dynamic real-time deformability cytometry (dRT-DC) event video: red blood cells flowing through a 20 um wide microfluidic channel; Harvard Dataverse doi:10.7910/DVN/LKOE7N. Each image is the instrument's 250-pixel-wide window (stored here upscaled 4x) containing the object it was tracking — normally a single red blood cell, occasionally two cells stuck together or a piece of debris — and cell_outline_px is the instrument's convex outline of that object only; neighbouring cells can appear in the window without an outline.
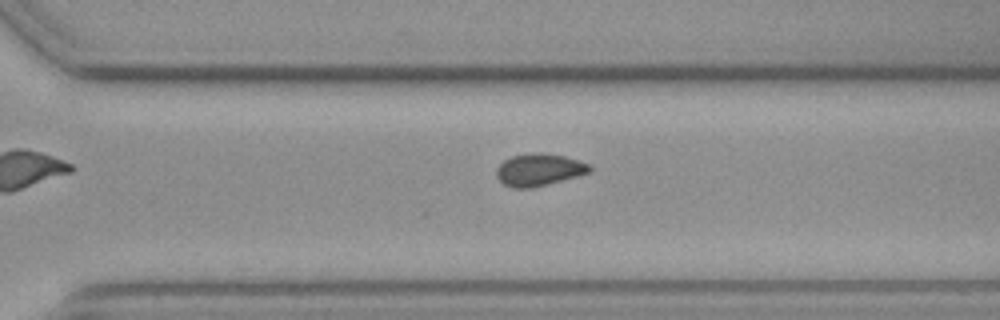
{"species": "common noctule bat (a hibernating species)", "species_latin": "Nyctalus noctula", "temperature_condition": "cold", "stored_images_in_passage": 11, "camera_frame_rate_fps": 3000, "um_per_image_px": 0.085, "animal": {"sex": "female", "body_mass_g": 19.3, "forearm_length_mm": 54.1}, "frame": {"image": 1, "passage_image": 11, "time_ms": 3.333, "image_size_px": [1000, 320], "cell_outline_px": [[592, 172], [532, 188], [512, 188], [504, 184], [496, 176], [496, 168], [504, 160], [512, 156], [544, 152], [564, 156], [592, 164]], "centroid_in_image_um": [45.84, 14.43], "position_along_channel_um": 324.8, "area_um2": 17.51}}